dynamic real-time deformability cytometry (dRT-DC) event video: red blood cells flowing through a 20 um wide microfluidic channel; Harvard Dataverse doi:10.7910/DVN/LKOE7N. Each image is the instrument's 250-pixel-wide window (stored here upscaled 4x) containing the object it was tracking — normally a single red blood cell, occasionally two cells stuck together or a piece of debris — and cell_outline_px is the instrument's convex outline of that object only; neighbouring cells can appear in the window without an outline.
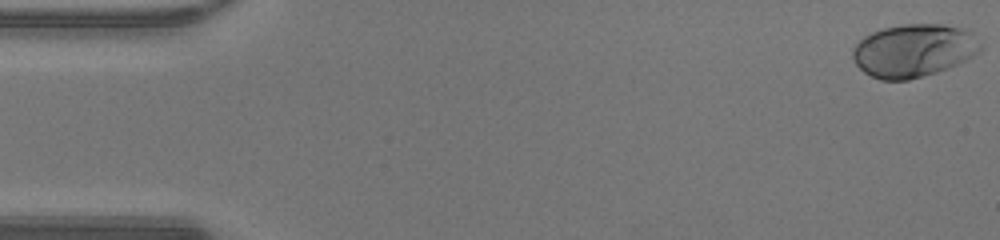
{"species": "human", "species_latin": "Homo sapiens", "temperature_condition": "warm", "stored_images_in_passage": 48, "camera_frame_rate_fps": 3000, "um_per_image_px": 0.085, "donor": {"sex": "male"}, "frame": {"image": 1, "passage_image": 1, "time_ms": 0.0, "image_size_px": [1000, 240], "cell_outline_px": [[984, 48], [980, 52], [956, 64], [936, 72], [908, 80], [880, 80], [864, 72], [856, 64], [852, 56], [852, 48], [864, 36], [872, 32], [884, 28], [904, 24], [944, 24], [964, 28], [972, 32]], "centroid_in_image_um": [77.67, 4.28], "position_along_channel_um": 7.3, "area_um2": 39.48}}
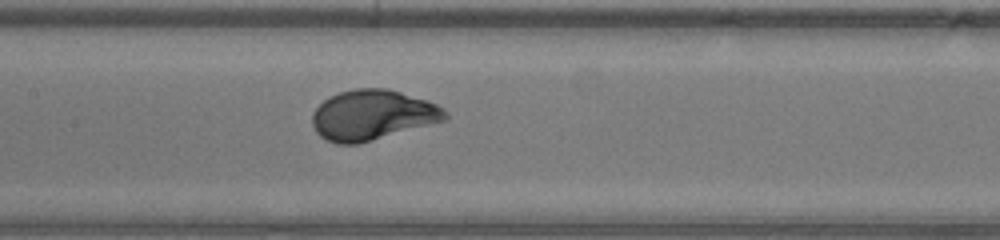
{"frame": {"image": 2, "passage_image": 23, "time_ms": 7.333, "image_size_px": [1000, 240], "cell_outline_px": [[448, 120], [356, 144], [336, 144], [320, 136], [316, 132], [312, 124], [312, 112], [328, 96], [340, 92], [356, 88], [388, 88], [428, 100], [444, 108], [448, 112]], "centroid_in_image_um": [31.68, 9.77], "position_along_channel_um": 175.7, "area_um2": 39.02}}
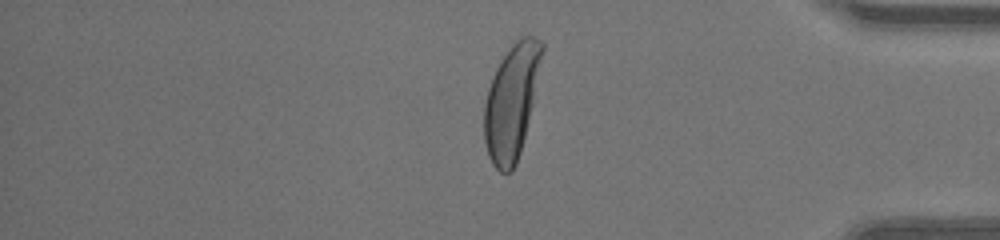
{"frame": {"image": 3, "passage_image": 40, "time_ms": 13.0, "image_size_px": [1000, 240], "cell_outline_px": [[544, 48], [532, 104], [520, 152], [516, 164], [512, 172], [500, 172], [492, 164], [488, 156], [484, 140], [484, 104], [488, 88], [492, 76], [500, 60], [512, 44], [520, 36], [532, 36], [540, 40], [544, 44]], "centroid_in_image_um": [43.46, 8.63], "position_along_channel_um": 391.7, "area_um2": 38.21}, "authors_computed_cell_mechanics": {"area_um2": 38.0613, "velocity_mm_per_s": 4.3151, "shape_relaxation_time_tau1_ms": 2.5468, "shape_relaxation_time_tau2_ms": null, "deformation_change_tau1": 0.1866, "deformation_change_tau2": null}}